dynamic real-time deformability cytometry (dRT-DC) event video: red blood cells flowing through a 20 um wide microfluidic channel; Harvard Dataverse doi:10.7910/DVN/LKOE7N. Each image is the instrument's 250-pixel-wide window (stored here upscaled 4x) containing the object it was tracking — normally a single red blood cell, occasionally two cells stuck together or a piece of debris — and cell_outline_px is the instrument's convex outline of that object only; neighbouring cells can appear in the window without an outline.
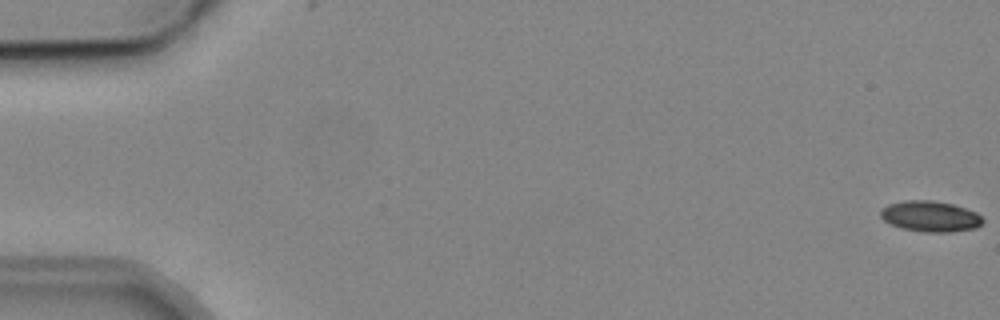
{"species": "common noctule bat (a hibernating species)", "species_latin": "Nyctalus noctula", "temperature_condition": "cold", "stored_images_in_passage": 6, "camera_frame_rate_fps": 3000, "um_per_image_px": 0.085, "animal": {"sex": "male", "body_mass_g": 19.2, "forearm_length_mm": 51.8}, "frame": {"image": 1, "passage_image": 1, "time_ms": 0.0, "image_size_px": [1000, 320], "cell_outline_px": [[984, 220], [976, 228], [948, 232], [924, 232], [904, 228], [892, 224], [884, 220], [880, 216], [880, 212], [888, 204], [904, 200], [932, 200], [952, 204], [976, 212]], "centroid_in_image_um": [79.08, 18.38], "position_along_channel_um": 5.9, "area_um2": 18.09}}
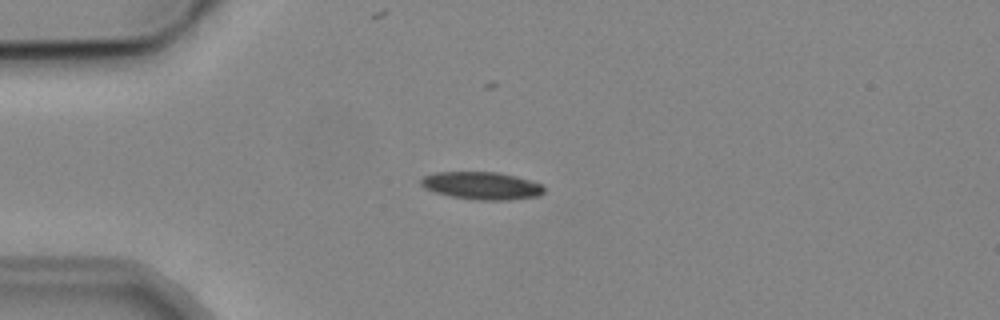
{"frame": {"image": 2, "passage_image": 4, "time_ms": 4.667, "image_size_px": [1000, 320], "cell_outline_px": [[544, 192], [536, 196], [508, 200], [476, 200], [452, 196], [436, 192], [424, 188], [420, 184], [420, 180], [424, 176], [436, 172], [496, 172], [516, 176], [532, 180], [540, 184], [544, 188]], "centroid_in_image_um": [40.94, 15.77], "position_along_channel_um": 44.1, "area_um2": 19.71}}